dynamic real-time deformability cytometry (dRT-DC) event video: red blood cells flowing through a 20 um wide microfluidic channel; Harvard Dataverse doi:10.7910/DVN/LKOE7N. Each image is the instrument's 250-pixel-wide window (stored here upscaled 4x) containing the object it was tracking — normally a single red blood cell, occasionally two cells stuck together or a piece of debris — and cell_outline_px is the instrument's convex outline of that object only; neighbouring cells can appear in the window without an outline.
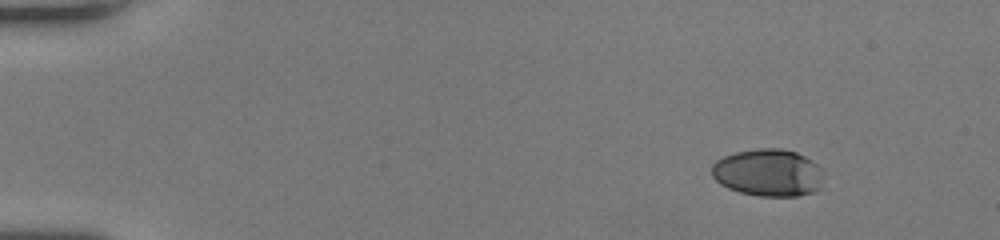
{"species": "human", "species_latin": "Homo sapiens", "temperature_condition": "room temperature", "stored_images_in_passage": 47, "camera_frame_rate_fps": 3000, "um_per_image_px": 0.085, "donor": {"sex": "female"}, "frame": {"image": 1, "passage_image": 1, "time_ms": 0.0, "image_size_px": [1000, 240], "cell_outline_px": [[824, 180], [820, 188], [816, 192], [796, 196], [760, 196], [740, 192], [728, 188], [720, 184], [712, 176], [712, 164], [716, 160], [724, 156], [736, 152], [756, 148], [780, 148], [796, 152], [812, 160], [820, 168], [824, 176]], "centroid_in_image_um": [65.32, 14.68], "position_along_channel_um": 19.7, "area_um2": 31.15}}
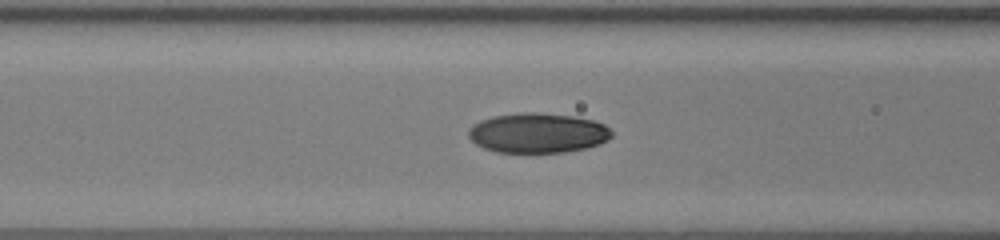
{"frame": {"image": 2, "passage_image": 18, "time_ms": 5.667, "image_size_px": [1000, 240], "cell_outline_px": [[612, 136], [608, 140], [600, 144], [584, 148], [564, 152], [496, 152], [484, 148], [476, 144], [468, 136], [468, 128], [472, 124], [480, 120], [492, 116], [520, 112], [540, 112], [572, 116], [592, 120], [604, 124], [612, 132]], "centroid_in_image_um": [45.68, 11.29], "position_along_channel_um": 120.9, "area_um2": 33.41}}
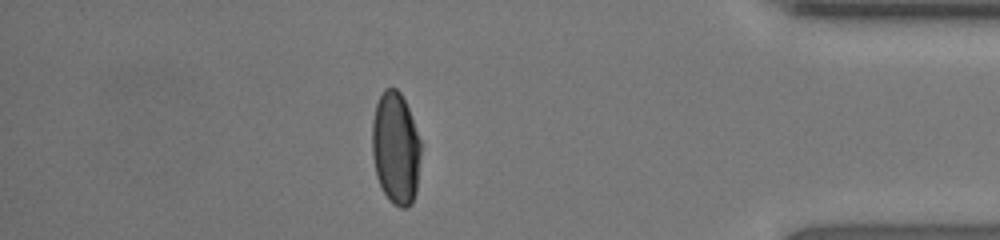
{"frame": {"image": 3, "passage_image": 41, "time_ms": 13.333, "image_size_px": [1000, 240], "cell_outline_px": [[420, 156], [416, 192], [412, 204], [404, 208], [400, 208], [392, 204], [388, 200], [376, 176], [372, 152], [372, 120], [376, 104], [384, 88], [396, 88], [400, 92], [408, 108], [420, 140]], "centroid_in_image_um": [33.62, 12.62], "position_along_channel_um": 401.6, "area_um2": 31.91}, "authors_computed_cell_mechanics": {"area_um2": 32.657, "velocity_mm_per_s": 4.095, "shape_relaxation_time_tau1_ms": 4.4646, "shape_relaxation_time_tau2_ms": 1.2374, "deformation_change_tau1": 0.1957, "deformation_change_tau2": 0.0431}}